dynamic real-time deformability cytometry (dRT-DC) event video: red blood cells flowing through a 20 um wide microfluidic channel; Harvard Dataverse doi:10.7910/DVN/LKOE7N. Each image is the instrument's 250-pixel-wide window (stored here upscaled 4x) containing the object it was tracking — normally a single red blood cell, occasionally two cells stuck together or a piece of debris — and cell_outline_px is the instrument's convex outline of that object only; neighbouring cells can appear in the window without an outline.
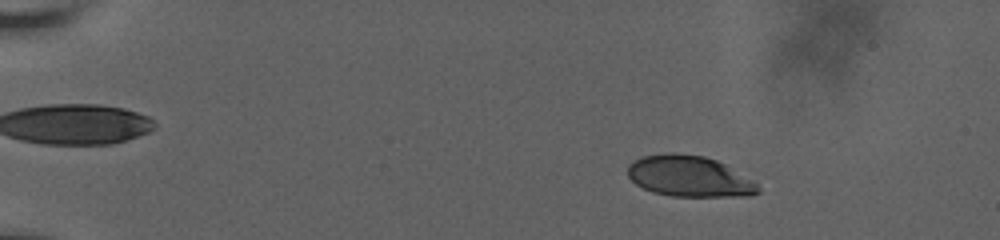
{"species": "human", "species_latin": "Homo sapiens", "temperature_condition": "room temperature", "stored_images_in_passage": 21, "camera_frame_rate_fps": 3000, "um_per_image_px": 0.085, "donor": {"sex": "male"}, "frame": {"image": 1, "passage_image": 7, "time_ms": 3.333, "image_size_px": [1000, 240], "cell_outline_px": [[760, 192], [748, 196], [672, 196], [652, 192], [636, 184], [628, 176], [628, 164], [632, 160], [640, 156], [672, 152], [676, 152], [704, 156], [716, 160], [724, 164], [756, 184], [760, 188]], "centroid_in_image_um": [58.52, 14.97], "position_along_channel_um": 26.5, "area_um2": 30.98}}
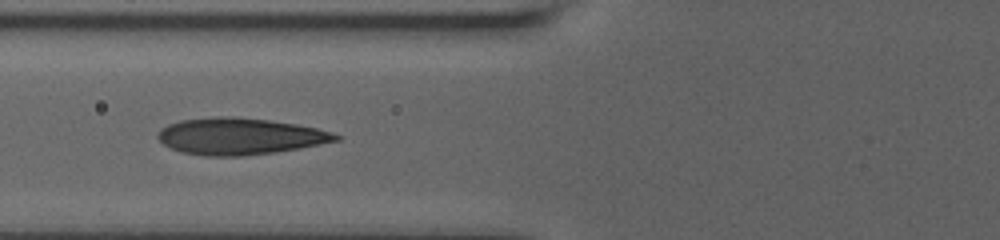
{"frame": {"image": 2, "passage_image": 17, "time_ms": 8.667, "image_size_px": [1000, 240], "cell_outline_px": [[340, 140], [300, 148], [272, 152], [240, 156], [204, 156], [184, 152], [172, 148], [164, 144], [156, 136], [160, 128], [168, 124], [180, 120], [220, 116], [232, 116], [268, 120], [296, 124], [316, 128], [332, 132], [340, 136]], "centroid_in_image_um": [20.37, 11.58], "position_along_channel_um": 105.4, "area_um2": 37.74}}
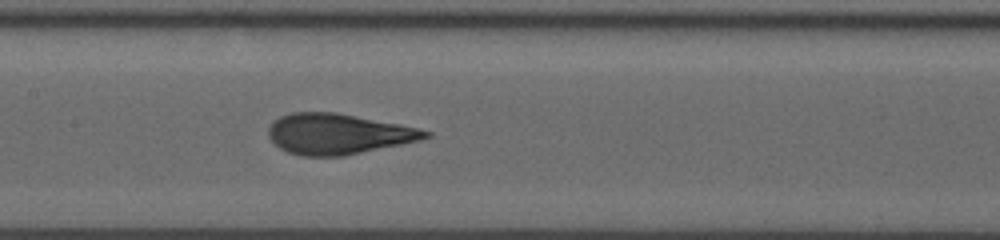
{"frame": {"image": 3, "passage_image": 21, "time_ms": 10.667, "image_size_px": [1000, 240], "cell_outline_px": [[432, 136], [420, 140], [344, 156], [300, 156], [288, 152], [280, 148], [268, 136], [268, 128], [280, 116], [292, 112], [336, 112], [400, 124], [432, 132]], "centroid_in_image_um": [28.74, 11.38], "position_along_channel_um": 178.7, "area_um2": 36.93}}